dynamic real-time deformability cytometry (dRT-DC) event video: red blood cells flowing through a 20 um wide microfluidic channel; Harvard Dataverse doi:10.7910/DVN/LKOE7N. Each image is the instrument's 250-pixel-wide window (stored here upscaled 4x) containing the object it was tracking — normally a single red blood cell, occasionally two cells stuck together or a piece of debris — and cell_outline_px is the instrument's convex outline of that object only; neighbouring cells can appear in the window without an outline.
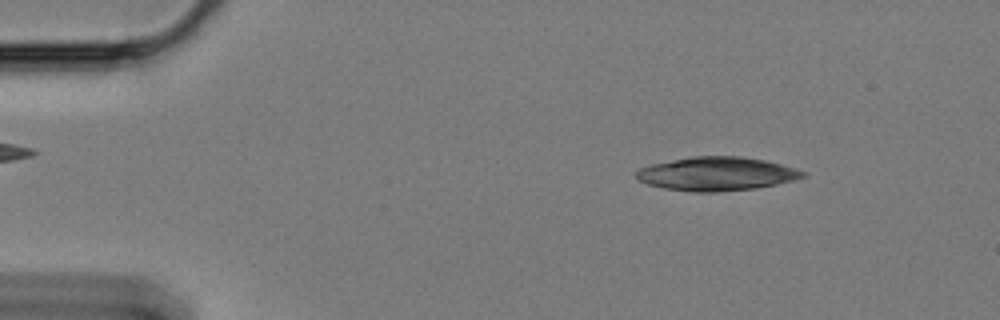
{"species": "Egyptian fruit bat (a non-hibernating species)", "species_latin": "Rousettus aegyptiacus", "temperature_condition": "cold", "stored_images_in_passage": 58, "camera_frame_rate_fps": 3000, "um_per_image_px": 0.085, "animal": {"sex": "female"}, "frame": {"image": 1, "passage_image": 7, "time_ms": 2.0, "image_size_px": [1000, 320], "cell_outline_px": [[808, 176], [776, 184], [756, 188], [716, 192], [692, 192], [664, 188], [648, 184], [640, 180], [636, 176], [636, 172], [640, 168], [652, 164], [692, 156], [740, 156], [764, 160], [780, 164], [808, 172]], "centroid_in_image_um": [60.94, 14.77], "position_along_channel_um": 24.1, "area_um2": 32.54}}